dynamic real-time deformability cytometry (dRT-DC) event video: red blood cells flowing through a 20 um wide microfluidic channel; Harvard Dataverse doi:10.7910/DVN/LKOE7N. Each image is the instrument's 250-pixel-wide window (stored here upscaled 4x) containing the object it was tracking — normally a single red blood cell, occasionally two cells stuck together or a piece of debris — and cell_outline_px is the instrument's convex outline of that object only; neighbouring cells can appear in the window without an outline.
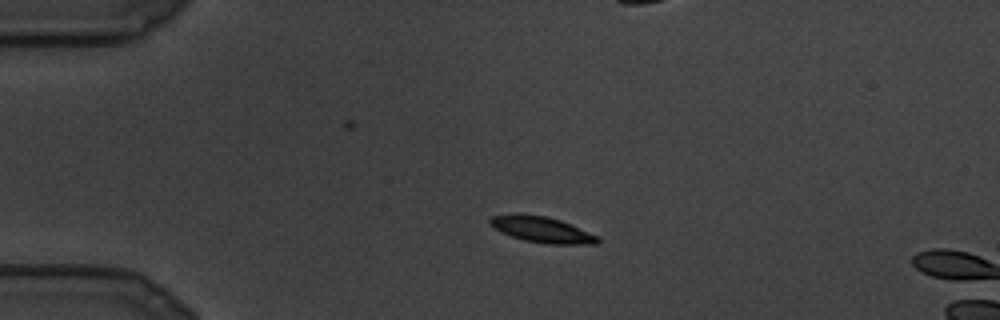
{"species": "common noctule bat (a hibernating species)", "species_latin": "Nyctalus noctula", "temperature_condition": "cold", "stored_images_in_passage": 9, "camera_frame_rate_fps": 3000, "um_per_image_px": 0.085, "animal": {"sex": "male", "body_mass_g": 19.5, "forearm_length_mm": 54.6}, "frame": {"image": 1, "passage_image": 6, "time_ms": 1.667, "image_size_px": [1000, 320], "cell_outline_px": [[600, 240], [596, 244], [548, 244], [524, 240], [500, 232], [488, 224], [488, 220], [492, 216], [516, 212], [520, 212], [548, 216], [560, 220], [596, 236]], "centroid_in_image_um": [45.95, 19.48], "position_along_channel_um": 39.0, "area_um2": 16.36}}